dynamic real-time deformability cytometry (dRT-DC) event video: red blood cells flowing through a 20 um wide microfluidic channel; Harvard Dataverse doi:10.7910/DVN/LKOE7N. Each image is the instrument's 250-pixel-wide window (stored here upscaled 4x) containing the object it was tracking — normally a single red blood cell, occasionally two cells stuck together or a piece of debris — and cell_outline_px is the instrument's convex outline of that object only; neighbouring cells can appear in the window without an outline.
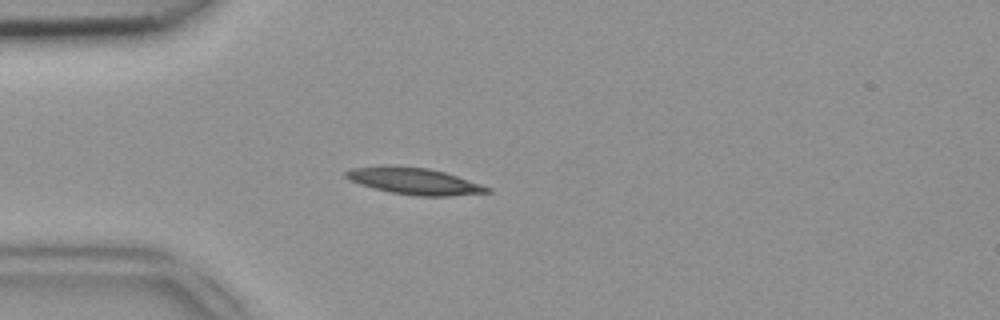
{"species": "common noctule bat (a hibernating species)", "species_latin": "Nyctalus noctula", "temperature_condition": "room temperature", "stored_images_in_passage": 49, "camera_frame_rate_fps": 3000, "um_per_image_px": 0.085, "animal": {"sex": "female", "body_mass_g": 18.4}, "frame": {"image": 1, "passage_image": 13, "time_ms": 4.0, "image_size_px": [1000, 320], "cell_outline_px": [[492, 192], [448, 196], [416, 196], [392, 192], [360, 184], [348, 180], [344, 176], [344, 172], [352, 168], [392, 164], [428, 168], [444, 172], [492, 188]], "centroid_in_image_um": [35.18, 15.38], "position_along_channel_um": 49.8, "area_um2": 21.96}}
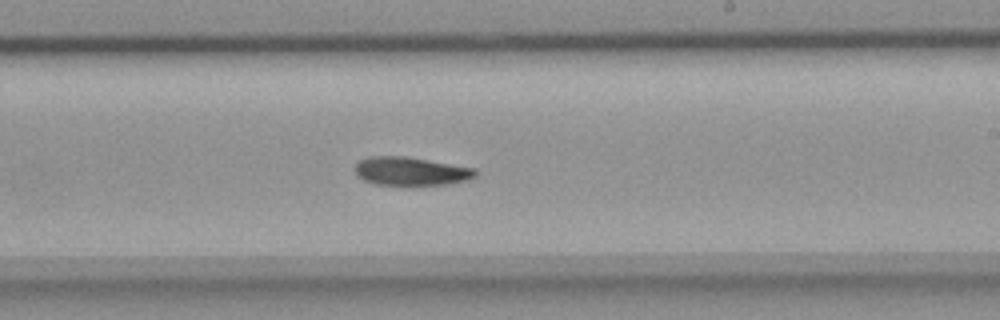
{"frame": {"image": 2, "passage_image": 29, "time_ms": 9.333, "image_size_px": [1000, 320], "cell_outline_px": [[476, 176], [464, 180], [448, 184], [408, 188], [400, 188], [372, 184], [356, 176], [356, 164], [360, 160], [368, 156], [404, 156], [476, 168]], "centroid_in_image_um": [34.87, 14.61], "position_along_channel_um": 254.1, "area_um2": 20.87}}
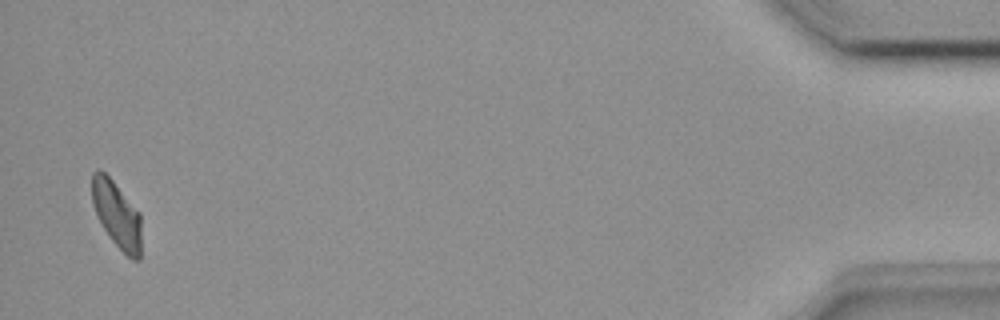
{"frame": {"image": 3, "passage_image": 48, "time_ms": 15.667, "image_size_px": [1000, 320], "cell_outline_px": [[140, 260], [132, 260], [112, 240], [104, 228], [96, 212], [92, 200], [92, 172], [96, 168], [100, 168], [112, 180], [140, 212]], "centroid_in_image_um": [9.93, 18.2], "position_along_channel_um": 425.3, "area_um2": 18.84}}